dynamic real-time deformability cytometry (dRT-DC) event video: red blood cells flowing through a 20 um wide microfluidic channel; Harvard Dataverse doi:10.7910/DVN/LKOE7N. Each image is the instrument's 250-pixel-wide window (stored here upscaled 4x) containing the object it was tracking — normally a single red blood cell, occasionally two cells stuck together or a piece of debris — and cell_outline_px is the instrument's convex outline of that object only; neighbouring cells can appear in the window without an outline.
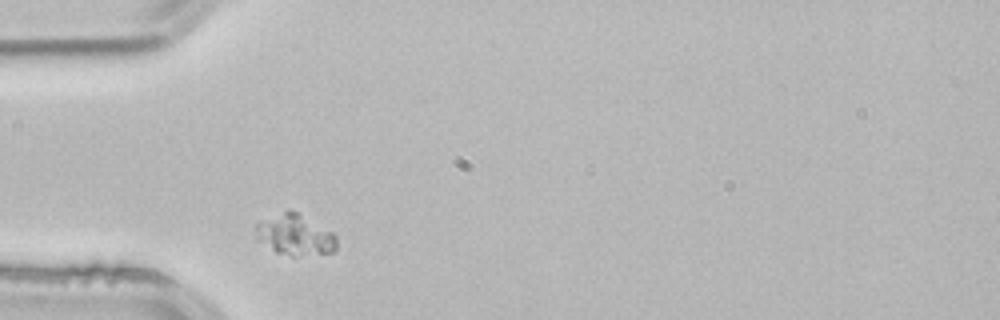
{"species": "common noctule bat (a hibernating species)", "species_latin": "Nyctalus noctula", "temperature_condition": "room temperature", "stored_images_in_passage": 2, "camera_frame_rate_fps": 3000, "um_per_image_px": 0.085, "animal": {"sex": "male", "body_mass_g": 21.5, "forearm_length_mm": 52.0}, "frame": {"image": 1, "passage_image": 1, "time_ms": 0.0, "image_size_px": [1000, 320], "cell_outline_px": [[336, 248], [332, 252], [292, 256], [276, 252], [256, 240], [256, 224], [288, 208], [292, 208], [332, 232], [336, 236]], "centroid_in_image_um": [25.06, 19.94], "position_along_channel_um": 59.9, "area_um2": 19.25}}